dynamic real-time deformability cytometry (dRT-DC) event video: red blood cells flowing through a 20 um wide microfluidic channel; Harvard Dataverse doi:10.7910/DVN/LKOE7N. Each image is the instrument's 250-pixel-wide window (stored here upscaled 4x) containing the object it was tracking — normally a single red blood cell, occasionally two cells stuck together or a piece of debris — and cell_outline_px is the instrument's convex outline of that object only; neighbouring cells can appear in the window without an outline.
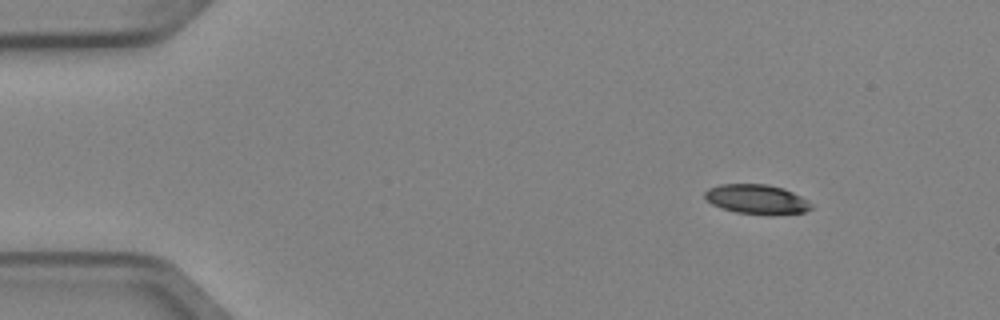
{"species": "Egyptian fruit bat (a non-hibernating species)", "species_latin": "Rousettus aegyptiacus", "temperature_condition": "cold", "stored_images_in_passage": 5, "camera_frame_rate_fps": 3000, "um_per_image_px": 0.085, "animal": {"sex": "female"}, "frame": {"image": 1, "passage_image": 1, "time_ms": 0.0, "image_size_px": [1000, 320], "cell_outline_px": [[812, 208], [804, 212], [736, 212], [712, 204], [704, 196], [704, 192], [708, 188], [720, 184], [768, 184], [784, 188], [808, 200], [812, 204]], "centroid_in_image_um": [64.29, 16.88], "position_along_channel_um": 20.7, "area_um2": 17.51}}
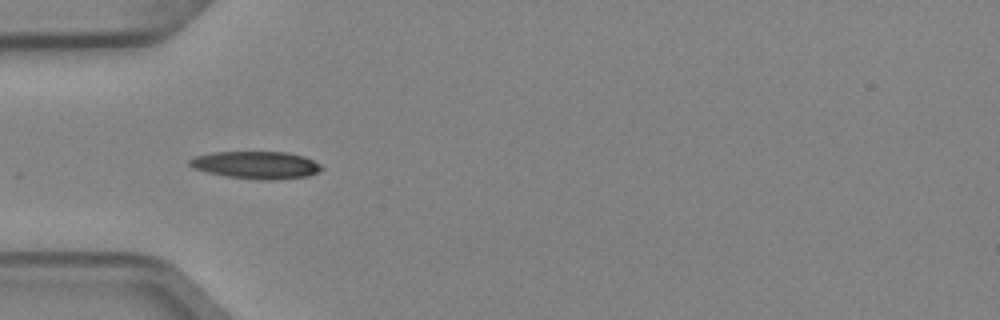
{"frame": {"image": 2, "passage_image": 4, "time_ms": 1.0, "image_size_px": [1000, 320], "cell_outline_px": [[324, 168], [320, 172], [308, 176], [272, 180], [260, 180], [224, 176], [192, 168], [188, 164], [188, 160], [196, 156], [216, 152], [284, 152], [304, 156], [320, 164]], "centroid_in_image_um": [21.79, 14.03], "position_along_channel_um": 63.2, "area_um2": 21.15}}
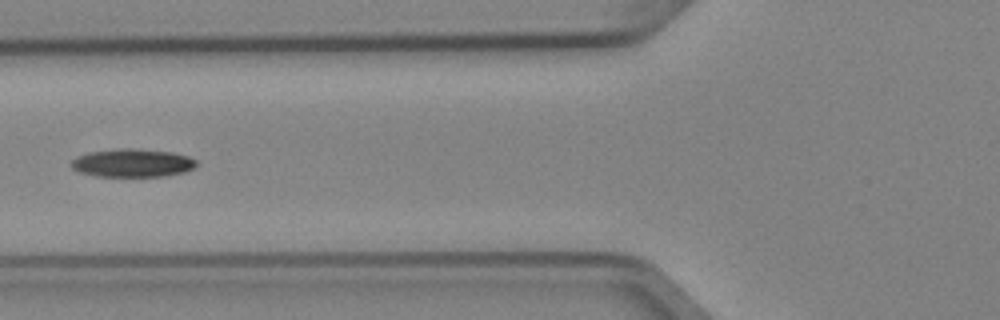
{"frame": {"image": 3, "passage_image": 5, "time_ms": 1.333, "image_size_px": [1000, 320], "cell_outline_px": [[200, 164], [196, 168], [184, 172], [164, 176], [96, 176], [80, 172], [72, 168], [72, 160], [80, 156], [92, 152], [120, 148], [132, 148], [172, 152], [188, 156], [196, 160]], "centroid_in_image_um": [11.34, 13.85], "position_along_channel_um": 114.5, "area_um2": 20.46}}